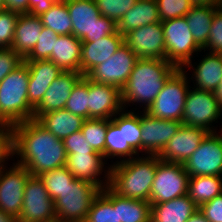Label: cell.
Here are the masks:
<instances>
[{
    "label": "cell",
    "instance_id": "cell-1",
    "mask_svg": "<svg viewBox=\"0 0 222 222\" xmlns=\"http://www.w3.org/2000/svg\"><path fill=\"white\" fill-rule=\"evenodd\" d=\"M13 133L14 156H18L16 163L25 166L31 175L38 176L66 166L67 153L63 140L37 120L30 119L14 125Z\"/></svg>",
    "mask_w": 222,
    "mask_h": 222
},
{
    "label": "cell",
    "instance_id": "cell-2",
    "mask_svg": "<svg viewBox=\"0 0 222 222\" xmlns=\"http://www.w3.org/2000/svg\"><path fill=\"white\" fill-rule=\"evenodd\" d=\"M177 69L167 60L139 58L126 85L121 89L124 110L128 107L127 104L136 103L145 105L143 111H147L167 79Z\"/></svg>",
    "mask_w": 222,
    "mask_h": 222
},
{
    "label": "cell",
    "instance_id": "cell-3",
    "mask_svg": "<svg viewBox=\"0 0 222 222\" xmlns=\"http://www.w3.org/2000/svg\"><path fill=\"white\" fill-rule=\"evenodd\" d=\"M161 160L158 155H145L113 163L109 171V188L117 195L149 201L156 167Z\"/></svg>",
    "mask_w": 222,
    "mask_h": 222
},
{
    "label": "cell",
    "instance_id": "cell-4",
    "mask_svg": "<svg viewBox=\"0 0 222 222\" xmlns=\"http://www.w3.org/2000/svg\"><path fill=\"white\" fill-rule=\"evenodd\" d=\"M29 70L25 62L0 82V123L16 125L34 119L28 100Z\"/></svg>",
    "mask_w": 222,
    "mask_h": 222
},
{
    "label": "cell",
    "instance_id": "cell-5",
    "mask_svg": "<svg viewBox=\"0 0 222 222\" xmlns=\"http://www.w3.org/2000/svg\"><path fill=\"white\" fill-rule=\"evenodd\" d=\"M72 20V34L82 42L99 40L117 32V23L102 16L95 0H64Z\"/></svg>",
    "mask_w": 222,
    "mask_h": 222
},
{
    "label": "cell",
    "instance_id": "cell-6",
    "mask_svg": "<svg viewBox=\"0 0 222 222\" xmlns=\"http://www.w3.org/2000/svg\"><path fill=\"white\" fill-rule=\"evenodd\" d=\"M184 70L185 68L177 69L167 79L146 112L156 118L182 122L185 99L190 87L187 71Z\"/></svg>",
    "mask_w": 222,
    "mask_h": 222
},
{
    "label": "cell",
    "instance_id": "cell-7",
    "mask_svg": "<svg viewBox=\"0 0 222 222\" xmlns=\"http://www.w3.org/2000/svg\"><path fill=\"white\" fill-rule=\"evenodd\" d=\"M100 191L93 183L75 178L54 201L56 218L66 222H84Z\"/></svg>",
    "mask_w": 222,
    "mask_h": 222
},
{
    "label": "cell",
    "instance_id": "cell-8",
    "mask_svg": "<svg viewBox=\"0 0 222 222\" xmlns=\"http://www.w3.org/2000/svg\"><path fill=\"white\" fill-rule=\"evenodd\" d=\"M165 40L166 60L178 69L191 61L193 54L203 49L194 40L184 17L161 21Z\"/></svg>",
    "mask_w": 222,
    "mask_h": 222
},
{
    "label": "cell",
    "instance_id": "cell-9",
    "mask_svg": "<svg viewBox=\"0 0 222 222\" xmlns=\"http://www.w3.org/2000/svg\"><path fill=\"white\" fill-rule=\"evenodd\" d=\"M189 175L181 163L160 161L150 191V204H159L188 194Z\"/></svg>",
    "mask_w": 222,
    "mask_h": 222
},
{
    "label": "cell",
    "instance_id": "cell-10",
    "mask_svg": "<svg viewBox=\"0 0 222 222\" xmlns=\"http://www.w3.org/2000/svg\"><path fill=\"white\" fill-rule=\"evenodd\" d=\"M189 88L183 111V125L204 128L216 132L213 122L221 118L222 108L211 91ZM194 89V90H193Z\"/></svg>",
    "mask_w": 222,
    "mask_h": 222
},
{
    "label": "cell",
    "instance_id": "cell-11",
    "mask_svg": "<svg viewBox=\"0 0 222 222\" xmlns=\"http://www.w3.org/2000/svg\"><path fill=\"white\" fill-rule=\"evenodd\" d=\"M218 134L209 132L196 151L184 162L189 177L222 176V134Z\"/></svg>",
    "mask_w": 222,
    "mask_h": 222
},
{
    "label": "cell",
    "instance_id": "cell-12",
    "mask_svg": "<svg viewBox=\"0 0 222 222\" xmlns=\"http://www.w3.org/2000/svg\"><path fill=\"white\" fill-rule=\"evenodd\" d=\"M138 59L139 57L123 42L109 59L94 67L86 76L93 81L110 84L121 90Z\"/></svg>",
    "mask_w": 222,
    "mask_h": 222
},
{
    "label": "cell",
    "instance_id": "cell-13",
    "mask_svg": "<svg viewBox=\"0 0 222 222\" xmlns=\"http://www.w3.org/2000/svg\"><path fill=\"white\" fill-rule=\"evenodd\" d=\"M56 218L55 204L39 176L30 175L24 187L19 222H47Z\"/></svg>",
    "mask_w": 222,
    "mask_h": 222
},
{
    "label": "cell",
    "instance_id": "cell-14",
    "mask_svg": "<svg viewBox=\"0 0 222 222\" xmlns=\"http://www.w3.org/2000/svg\"><path fill=\"white\" fill-rule=\"evenodd\" d=\"M12 166L0 169V209L18 218L23 206L25 183L31 174L25 166L17 163Z\"/></svg>",
    "mask_w": 222,
    "mask_h": 222
},
{
    "label": "cell",
    "instance_id": "cell-15",
    "mask_svg": "<svg viewBox=\"0 0 222 222\" xmlns=\"http://www.w3.org/2000/svg\"><path fill=\"white\" fill-rule=\"evenodd\" d=\"M182 125L180 121L160 119L146 111L140 112L141 151L147 155H159Z\"/></svg>",
    "mask_w": 222,
    "mask_h": 222
},
{
    "label": "cell",
    "instance_id": "cell-16",
    "mask_svg": "<svg viewBox=\"0 0 222 222\" xmlns=\"http://www.w3.org/2000/svg\"><path fill=\"white\" fill-rule=\"evenodd\" d=\"M124 42L141 59L166 60L161 21L128 32L124 36Z\"/></svg>",
    "mask_w": 222,
    "mask_h": 222
},
{
    "label": "cell",
    "instance_id": "cell-17",
    "mask_svg": "<svg viewBox=\"0 0 222 222\" xmlns=\"http://www.w3.org/2000/svg\"><path fill=\"white\" fill-rule=\"evenodd\" d=\"M209 133L204 128L182 125L158 157L163 162L184 164Z\"/></svg>",
    "mask_w": 222,
    "mask_h": 222
},
{
    "label": "cell",
    "instance_id": "cell-18",
    "mask_svg": "<svg viewBox=\"0 0 222 222\" xmlns=\"http://www.w3.org/2000/svg\"><path fill=\"white\" fill-rule=\"evenodd\" d=\"M123 109L118 87L89 79L88 119H112Z\"/></svg>",
    "mask_w": 222,
    "mask_h": 222
},
{
    "label": "cell",
    "instance_id": "cell-19",
    "mask_svg": "<svg viewBox=\"0 0 222 222\" xmlns=\"http://www.w3.org/2000/svg\"><path fill=\"white\" fill-rule=\"evenodd\" d=\"M83 77L81 72L64 71L48 87L41 102L34 108V119L42 114L64 109L73 87Z\"/></svg>",
    "mask_w": 222,
    "mask_h": 222
},
{
    "label": "cell",
    "instance_id": "cell-20",
    "mask_svg": "<svg viewBox=\"0 0 222 222\" xmlns=\"http://www.w3.org/2000/svg\"><path fill=\"white\" fill-rule=\"evenodd\" d=\"M105 161L101 154L67 153L66 167L75 178L91 182L102 190L109 186L110 167H107L108 170L104 167ZM104 170L106 179L100 180L99 176Z\"/></svg>",
    "mask_w": 222,
    "mask_h": 222
},
{
    "label": "cell",
    "instance_id": "cell-21",
    "mask_svg": "<svg viewBox=\"0 0 222 222\" xmlns=\"http://www.w3.org/2000/svg\"><path fill=\"white\" fill-rule=\"evenodd\" d=\"M24 62L29 70L28 100L35 108L43 99L50 84L64 71L49 59Z\"/></svg>",
    "mask_w": 222,
    "mask_h": 222
},
{
    "label": "cell",
    "instance_id": "cell-22",
    "mask_svg": "<svg viewBox=\"0 0 222 222\" xmlns=\"http://www.w3.org/2000/svg\"><path fill=\"white\" fill-rule=\"evenodd\" d=\"M124 42L118 31L99 40L82 42L80 72L86 76L94 67L109 59Z\"/></svg>",
    "mask_w": 222,
    "mask_h": 222
},
{
    "label": "cell",
    "instance_id": "cell-23",
    "mask_svg": "<svg viewBox=\"0 0 222 222\" xmlns=\"http://www.w3.org/2000/svg\"><path fill=\"white\" fill-rule=\"evenodd\" d=\"M42 28L40 17L29 13L19 14L11 48L25 59L35 47Z\"/></svg>",
    "mask_w": 222,
    "mask_h": 222
},
{
    "label": "cell",
    "instance_id": "cell-24",
    "mask_svg": "<svg viewBox=\"0 0 222 222\" xmlns=\"http://www.w3.org/2000/svg\"><path fill=\"white\" fill-rule=\"evenodd\" d=\"M199 207L188 194L159 204H151L150 222H186Z\"/></svg>",
    "mask_w": 222,
    "mask_h": 222
},
{
    "label": "cell",
    "instance_id": "cell-25",
    "mask_svg": "<svg viewBox=\"0 0 222 222\" xmlns=\"http://www.w3.org/2000/svg\"><path fill=\"white\" fill-rule=\"evenodd\" d=\"M208 53L195 68L192 60L184 67L194 70L190 79H195V89L213 92L222 80V54Z\"/></svg>",
    "mask_w": 222,
    "mask_h": 222
},
{
    "label": "cell",
    "instance_id": "cell-26",
    "mask_svg": "<svg viewBox=\"0 0 222 222\" xmlns=\"http://www.w3.org/2000/svg\"><path fill=\"white\" fill-rule=\"evenodd\" d=\"M100 192L113 204V207H118V222H150L149 201L121 197L109 187Z\"/></svg>",
    "mask_w": 222,
    "mask_h": 222
},
{
    "label": "cell",
    "instance_id": "cell-27",
    "mask_svg": "<svg viewBox=\"0 0 222 222\" xmlns=\"http://www.w3.org/2000/svg\"><path fill=\"white\" fill-rule=\"evenodd\" d=\"M159 12L156 0H138L117 23V31L125 36L141 26L158 23Z\"/></svg>",
    "mask_w": 222,
    "mask_h": 222
},
{
    "label": "cell",
    "instance_id": "cell-28",
    "mask_svg": "<svg viewBox=\"0 0 222 222\" xmlns=\"http://www.w3.org/2000/svg\"><path fill=\"white\" fill-rule=\"evenodd\" d=\"M82 41L73 34L58 36L50 56L63 71L80 72Z\"/></svg>",
    "mask_w": 222,
    "mask_h": 222
},
{
    "label": "cell",
    "instance_id": "cell-29",
    "mask_svg": "<svg viewBox=\"0 0 222 222\" xmlns=\"http://www.w3.org/2000/svg\"><path fill=\"white\" fill-rule=\"evenodd\" d=\"M84 118L65 109L42 114L37 121L59 139H64L82 128Z\"/></svg>",
    "mask_w": 222,
    "mask_h": 222
},
{
    "label": "cell",
    "instance_id": "cell-30",
    "mask_svg": "<svg viewBox=\"0 0 222 222\" xmlns=\"http://www.w3.org/2000/svg\"><path fill=\"white\" fill-rule=\"evenodd\" d=\"M219 6L194 5L185 15L196 43L203 48L208 41L214 12Z\"/></svg>",
    "mask_w": 222,
    "mask_h": 222
},
{
    "label": "cell",
    "instance_id": "cell-31",
    "mask_svg": "<svg viewBox=\"0 0 222 222\" xmlns=\"http://www.w3.org/2000/svg\"><path fill=\"white\" fill-rule=\"evenodd\" d=\"M222 194V176H193L188 180V196L200 207Z\"/></svg>",
    "mask_w": 222,
    "mask_h": 222
},
{
    "label": "cell",
    "instance_id": "cell-32",
    "mask_svg": "<svg viewBox=\"0 0 222 222\" xmlns=\"http://www.w3.org/2000/svg\"><path fill=\"white\" fill-rule=\"evenodd\" d=\"M139 156V154L130 146L125 145L124 127H118L111 119L107 126L105 141V159L118 157L122 162ZM108 157V158H107ZM123 157V158H121ZM123 159V160H122Z\"/></svg>",
    "mask_w": 222,
    "mask_h": 222
},
{
    "label": "cell",
    "instance_id": "cell-33",
    "mask_svg": "<svg viewBox=\"0 0 222 222\" xmlns=\"http://www.w3.org/2000/svg\"><path fill=\"white\" fill-rule=\"evenodd\" d=\"M43 26L59 36L72 34V20L64 0H57L44 14L39 16Z\"/></svg>",
    "mask_w": 222,
    "mask_h": 222
},
{
    "label": "cell",
    "instance_id": "cell-34",
    "mask_svg": "<svg viewBox=\"0 0 222 222\" xmlns=\"http://www.w3.org/2000/svg\"><path fill=\"white\" fill-rule=\"evenodd\" d=\"M134 110L124 109L111 120L118 126L124 127L125 145H130L138 154L141 152L140 114ZM118 115V116H117Z\"/></svg>",
    "mask_w": 222,
    "mask_h": 222
},
{
    "label": "cell",
    "instance_id": "cell-35",
    "mask_svg": "<svg viewBox=\"0 0 222 222\" xmlns=\"http://www.w3.org/2000/svg\"><path fill=\"white\" fill-rule=\"evenodd\" d=\"M109 119H86L81 132L95 152L105 159V141Z\"/></svg>",
    "mask_w": 222,
    "mask_h": 222
},
{
    "label": "cell",
    "instance_id": "cell-36",
    "mask_svg": "<svg viewBox=\"0 0 222 222\" xmlns=\"http://www.w3.org/2000/svg\"><path fill=\"white\" fill-rule=\"evenodd\" d=\"M38 176L44 183V186L53 201H55L75 179V176L66 166L45 171Z\"/></svg>",
    "mask_w": 222,
    "mask_h": 222
},
{
    "label": "cell",
    "instance_id": "cell-37",
    "mask_svg": "<svg viewBox=\"0 0 222 222\" xmlns=\"http://www.w3.org/2000/svg\"><path fill=\"white\" fill-rule=\"evenodd\" d=\"M89 78L83 76L73 87L68 98L65 110L88 119Z\"/></svg>",
    "mask_w": 222,
    "mask_h": 222
},
{
    "label": "cell",
    "instance_id": "cell-38",
    "mask_svg": "<svg viewBox=\"0 0 222 222\" xmlns=\"http://www.w3.org/2000/svg\"><path fill=\"white\" fill-rule=\"evenodd\" d=\"M84 222H118V207H113V204L99 192Z\"/></svg>",
    "mask_w": 222,
    "mask_h": 222
},
{
    "label": "cell",
    "instance_id": "cell-39",
    "mask_svg": "<svg viewBox=\"0 0 222 222\" xmlns=\"http://www.w3.org/2000/svg\"><path fill=\"white\" fill-rule=\"evenodd\" d=\"M57 35L51 29L43 26L41 30V35L38 41L31 51V53L24 59V61H35V60H45L50 59L52 50L54 49V41H56Z\"/></svg>",
    "mask_w": 222,
    "mask_h": 222
},
{
    "label": "cell",
    "instance_id": "cell-40",
    "mask_svg": "<svg viewBox=\"0 0 222 222\" xmlns=\"http://www.w3.org/2000/svg\"><path fill=\"white\" fill-rule=\"evenodd\" d=\"M160 21L184 17L194 6L190 0H156Z\"/></svg>",
    "mask_w": 222,
    "mask_h": 222
},
{
    "label": "cell",
    "instance_id": "cell-41",
    "mask_svg": "<svg viewBox=\"0 0 222 222\" xmlns=\"http://www.w3.org/2000/svg\"><path fill=\"white\" fill-rule=\"evenodd\" d=\"M138 0H95L100 14L116 23Z\"/></svg>",
    "mask_w": 222,
    "mask_h": 222
},
{
    "label": "cell",
    "instance_id": "cell-42",
    "mask_svg": "<svg viewBox=\"0 0 222 222\" xmlns=\"http://www.w3.org/2000/svg\"><path fill=\"white\" fill-rule=\"evenodd\" d=\"M19 14L4 10L0 12V48H11Z\"/></svg>",
    "mask_w": 222,
    "mask_h": 222
},
{
    "label": "cell",
    "instance_id": "cell-43",
    "mask_svg": "<svg viewBox=\"0 0 222 222\" xmlns=\"http://www.w3.org/2000/svg\"><path fill=\"white\" fill-rule=\"evenodd\" d=\"M210 53L222 54V6L214 12L207 44L202 48Z\"/></svg>",
    "mask_w": 222,
    "mask_h": 222
},
{
    "label": "cell",
    "instance_id": "cell-44",
    "mask_svg": "<svg viewBox=\"0 0 222 222\" xmlns=\"http://www.w3.org/2000/svg\"><path fill=\"white\" fill-rule=\"evenodd\" d=\"M11 156H14L13 126L0 123V169L6 166L5 161H8Z\"/></svg>",
    "mask_w": 222,
    "mask_h": 222
},
{
    "label": "cell",
    "instance_id": "cell-45",
    "mask_svg": "<svg viewBox=\"0 0 222 222\" xmlns=\"http://www.w3.org/2000/svg\"><path fill=\"white\" fill-rule=\"evenodd\" d=\"M23 62L24 59L12 48H0V82Z\"/></svg>",
    "mask_w": 222,
    "mask_h": 222
},
{
    "label": "cell",
    "instance_id": "cell-46",
    "mask_svg": "<svg viewBox=\"0 0 222 222\" xmlns=\"http://www.w3.org/2000/svg\"><path fill=\"white\" fill-rule=\"evenodd\" d=\"M63 143L66 153L99 154L90 146L87 139L84 138L81 130L65 137Z\"/></svg>",
    "mask_w": 222,
    "mask_h": 222
},
{
    "label": "cell",
    "instance_id": "cell-47",
    "mask_svg": "<svg viewBox=\"0 0 222 222\" xmlns=\"http://www.w3.org/2000/svg\"><path fill=\"white\" fill-rule=\"evenodd\" d=\"M199 210L209 222H222V194L202 204Z\"/></svg>",
    "mask_w": 222,
    "mask_h": 222
},
{
    "label": "cell",
    "instance_id": "cell-48",
    "mask_svg": "<svg viewBox=\"0 0 222 222\" xmlns=\"http://www.w3.org/2000/svg\"><path fill=\"white\" fill-rule=\"evenodd\" d=\"M57 0H28V13L40 16L47 12Z\"/></svg>",
    "mask_w": 222,
    "mask_h": 222
},
{
    "label": "cell",
    "instance_id": "cell-49",
    "mask_svg": "<svg viewBox=\"0 0 222 222\" xmlns=\"http://www.w3.org/2000/svg\"><path fill=\"white\" fill-rule=\"evenodd\" d=\"M6 10L18 13L28 14V0H4Z\"/></svg>",
    "mask_w": 222,
    "mask_h": 222
},
{
    "label": "cell",
    "instance_id": "cell-50",
    "mask_svg": "<svg viewBox=\"0 0 222 222\" xmlns=\"http://www.w3.org/2000/svg\"><path fill=\"white\" fill-rule=\"evenodd\" d=\"M193 5L222 6V0H190Z\"/></svg>",
    "mask_w": 222,
    "mask_h": 222
},
{
    "label": "cell",
    "instance_id": "cell-51",
    "mask_svg": "<svg viewBox=\"0 0 222 222\" xmlns=\"http://www.w3.org/2000/svg\"><path fill=\"white\" fill-rule=\"evenodd\" d=\"M186 222H209L203 213L198 209Z\"/></svg>",
    "mask_w": 222,
    "mask_h": 222
},
{
    "label": "cell",
    "instance_id": "cell-52",
    "mask_svg": "<svg viewBox=\"0 0 222 222\" xmlns=\"http://www.w3.org/2000/svg\"><path fill=\"white\" fill-rule=\"evenodd\" d=\"M213 93H214L216 101L222 108V80L220 81L216 89L213 91Z\"/></svg>",
    "mask_w": 222,
    "mask_h": 222
},
{
    "label": "cell",
    "instance_id": "cell-53",
    "mask_svg": "<svg viewBox=\"0 0 222 222\" xmlns=\"http://www.w3.org/2000/svg\"><path fill=\"white\" fill-rule=\"evenodd\" d=\"M0 222H19V221L18 218H16L15 216L4 213L0 209Z\"/></svg>",
    "mask_w": 222,
    "mask_h": 222
},
{
    "label": "cell",
    "instance_id": "cell-54",
    "mask_svg": "<svg viewBox=\"0 0 222 222\" xmlns=\"http://www.w3.org/2000/svg\"><path fill=\"white\" fill-rule=\"evenodd\" d=\"M6 10L4 0H0V12Z\"/></svg>",
    "mask_w": 222,
    "mask_h": 222
},
{
    "label": "cell",
    "instance_id": "cell-55",
    "mask_svg": "<svg viewBox=\"0 0 222 222\" xmlns=\"http://www.w3.org/2000/svg\"><path fill=\"white\" fill-rule=\"evenodd\" d=\"M47 222H66V221L55 218V219H53L51 221H47Z\"/></svg>",
    "mask_w": 222,
    "mask_h": 222
}]
</instances>
